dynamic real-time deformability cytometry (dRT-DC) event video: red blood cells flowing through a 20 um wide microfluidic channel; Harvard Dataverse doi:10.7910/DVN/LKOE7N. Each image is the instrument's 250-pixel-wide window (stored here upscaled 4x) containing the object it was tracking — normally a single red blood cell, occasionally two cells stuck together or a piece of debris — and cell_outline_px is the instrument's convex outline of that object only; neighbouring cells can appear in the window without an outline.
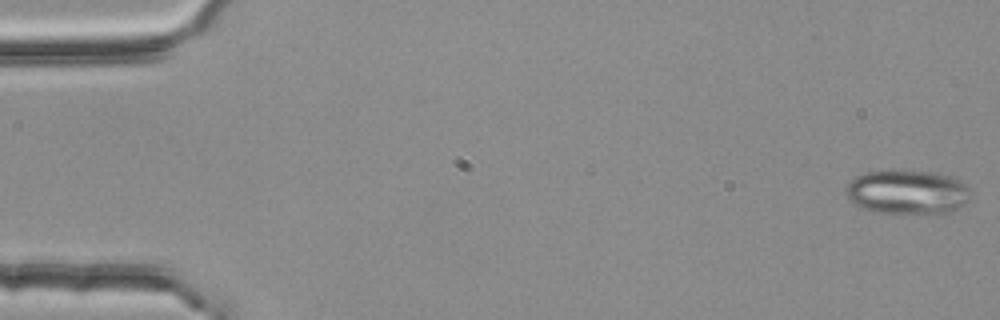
{"species": "common noctule bat (a hibernating species)", "species_latin": "Nyctalus noctula", "temperature_condition": "room temperature", "stored_images_in_passage": 4, "camera_frame_rate_fps": 3000, "um_per_image_px": 0.085, "animal": {"sex": "female", "body_mass_g": 25.1}, "frame": {"image": 1, "passage_image": 1, "time_ms": 0.0, "image_size_px": [1000, 320], "cell_outline_px": [[972, 192], [968, 200], [960, 208], [952, 212], [868, 212], [852, 204], [848, 200], [848, 184], [856, 176], [868, 172], [936, 172], [952, 176], [960, 180]], "centroid_in_image_um": [77.15, 16.34], "position_along_channel_um": 7.9, "area_um2": 31.62}}